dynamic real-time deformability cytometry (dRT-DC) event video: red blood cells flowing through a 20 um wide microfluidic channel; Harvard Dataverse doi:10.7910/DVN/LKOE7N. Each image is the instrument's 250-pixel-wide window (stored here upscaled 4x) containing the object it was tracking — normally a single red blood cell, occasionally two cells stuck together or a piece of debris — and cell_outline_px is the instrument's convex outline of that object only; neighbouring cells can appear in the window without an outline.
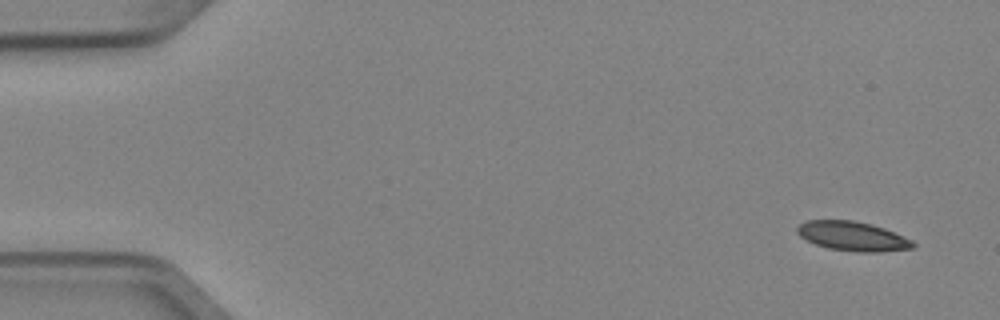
{"species": "Egyptian fruit bat (a non-hibernating species)", "species_latin": "Rousettus aegyptiacus", "temperature_condition": "cold", "stored_images_in_passage": 5, "camera_frame_rate_fps": 3000, "um_per_image_px": 0.085, "animal": {"sex": "female"}, "frame": {"image": 1, "passage_image": 1, "time_ms": 0.0, "image_size_px": [1000, 320], "cell_outline_px": [[916, 244], [912, 248], [880, 252], [860, 252], [828, 248], [816, 244], [800, 236], [796, 232], [796, 228], [800, 224], [808, 220], [852, 220], [872, 224], [884, 228], [912, 240]], "centroid_in_image_um": [72.47, 20.07], "position_along_channel_um": 12.5, "area_um2": 19.65}}
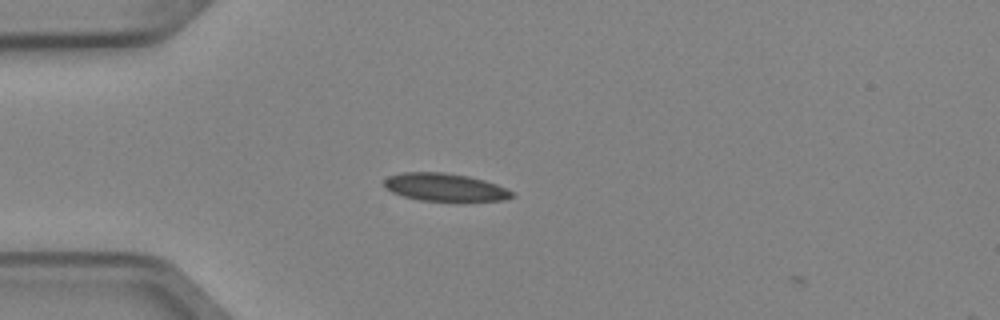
{"frame": {"image": 2, "passage_image": 4, "time_ms": 1.0, "image_size_px": [1000, 320], "cell_outline_px": [[516, 196], [504, 200], [420, 200], [404, 196], [392, 192], [384, 184], [384, 180], [388, 176], [400, 172], [444, 172], [468, 176], [484, 180], [496, 184], [512, 192]], "centroid_in_image_um": [37.8, 15.89], "position_along_channel_um": 47.2, "area_um2": 20.35}}